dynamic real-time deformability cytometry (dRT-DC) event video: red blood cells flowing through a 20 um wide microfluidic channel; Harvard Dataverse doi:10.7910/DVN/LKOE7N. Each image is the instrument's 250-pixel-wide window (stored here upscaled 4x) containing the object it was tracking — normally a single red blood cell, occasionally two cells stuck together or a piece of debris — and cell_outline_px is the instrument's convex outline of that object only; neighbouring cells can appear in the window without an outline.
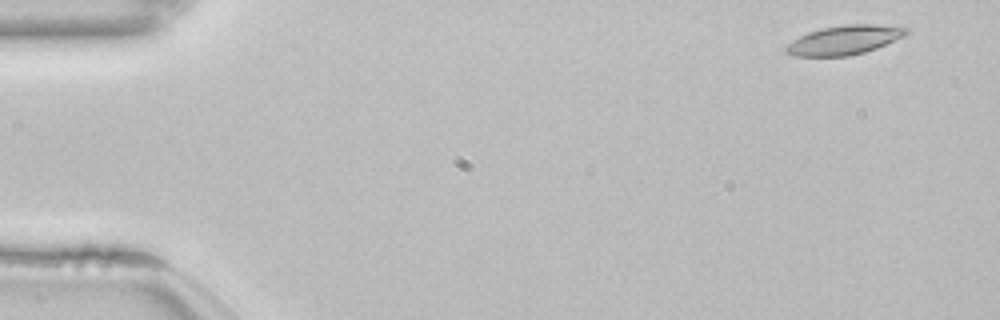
{"species": "common noctule bat (a hibernating species)", "species_latin": "Nyctalus noctula", "temperature_condition": "room temperature", "stored_images_in_passage": 51, "camera_frame_rate_fps": 3000, "um_per_image_px": 0.085, "animal": {"sex": "female", "body_mass_g": 22.7, "forearm_length_mm": 54.2}, "frame": {"image": 1, "passage_image": 1, "time_ms": 0.0, "image_size_px": [1000, 320], "cell_outline_px": [[908, 32], [904, 36], [876, 48], [864, 52], [848, 56], [792, 56], [784, 52], [784, 48], [792, 40], [808, 32], [820, 28], [848, 24], [904, 24], [908, 28]], "centroid_in_image_um": [71.81, 3.38], "position_along_channel_um": 13.2, "area_um2": 20.81}}
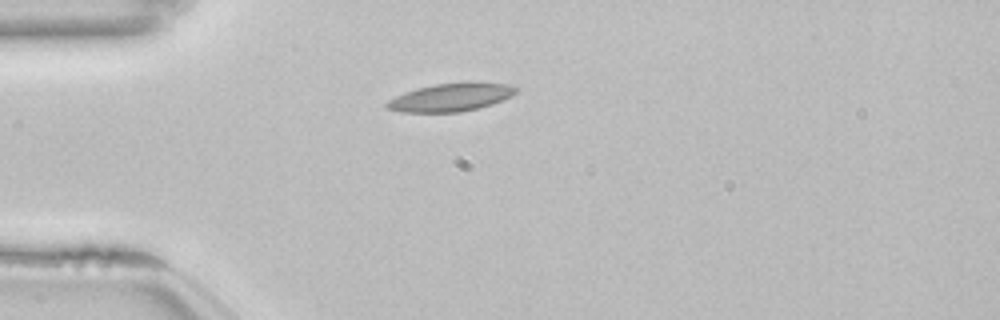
{"frame": {"image": 2, "passage_image": 12, "time_ms": 3.667, "image_size_px": [1000, 320], "cell_outline_px": [[516, 92], [512, 96], [492, 104], [480, 108], [460, 112], [400, 112], [384, 108], [384, 104], [388, 100], [404, 92], [416, 88], [436, 84], [516, 84]], "centroid_in_image_um": [38.26, 8.31], "position_along_channel_um": 46.7, "area_um2": 20.69}}
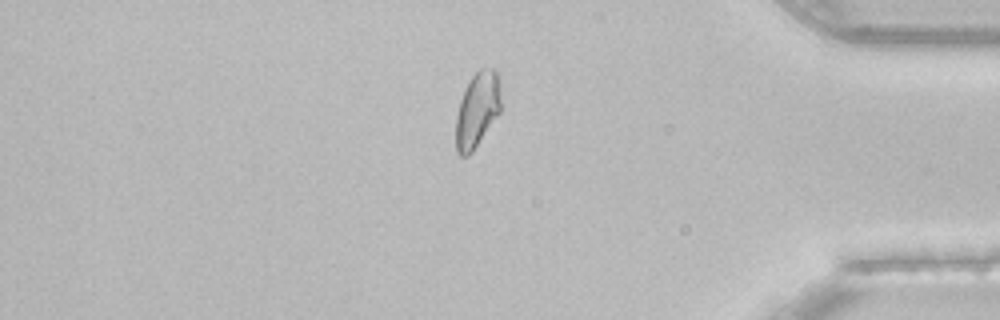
{"frame": {"image": 3, "passage_image": 43, "time_ms": 14.0, "image_size_px": [1000, 320], "cell_outline_px": [[500, 112], [472, 152], [468, 156], [460, 156], [456, 152], [456, 116], [460, 100], [464, 88], [472, 76], [480, 68], [496, 68], [500, 80]], "centroid_in_image_um": [40.57, 9.31], "position_along_channel_um": 394.6, "area_um2": 19.88}, "authors_computed_cell_mechanics": {"area_um2": 20.0566, "velocity_mm_per_s": 3.8323, "shape_relaxation_time_tau1_ms": null, "shape_relaxation_time_tau2_ms": 5.142, "deformation_change_tau1": null, "deformation_change_tau2": 0.1047}}